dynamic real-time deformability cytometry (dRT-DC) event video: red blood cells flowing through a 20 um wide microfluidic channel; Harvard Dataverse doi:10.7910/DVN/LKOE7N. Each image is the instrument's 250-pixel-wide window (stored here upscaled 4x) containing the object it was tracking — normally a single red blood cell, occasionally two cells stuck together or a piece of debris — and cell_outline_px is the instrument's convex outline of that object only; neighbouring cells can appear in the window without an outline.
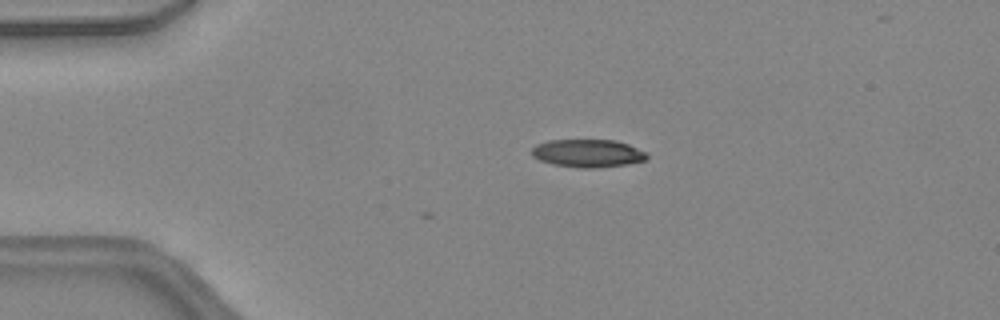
{"species": "common noctule bat (a hibernating species)", "species_latin": "Nyctalus noctula", "temperature_condition": "warm", "stored_images_in_passage": 4, "camera_frame_rate_fps": 3000, "um_per_image_px": 0.085, "animal": {"sex": "female", "body_mass_g": 24.6, "forearm_length_mm": 56.2}, "frame": {"image": 1, "passage_image": 4, "time_ms": 1.0, "image_size_px": [1000, 320], "cell_outline_px": [[648, 160], [628, 164], [596, 168], [580, 168], [552, 164], [540, 160], [532, 156], [532, 148], [536, 144], [548, 140], [616, 140], [628, 144], [648, 152]], "centroid_in_image_um": [50.0, 13.03], "position_along_channel_um": 35.0, "area_um2": 18.96}}